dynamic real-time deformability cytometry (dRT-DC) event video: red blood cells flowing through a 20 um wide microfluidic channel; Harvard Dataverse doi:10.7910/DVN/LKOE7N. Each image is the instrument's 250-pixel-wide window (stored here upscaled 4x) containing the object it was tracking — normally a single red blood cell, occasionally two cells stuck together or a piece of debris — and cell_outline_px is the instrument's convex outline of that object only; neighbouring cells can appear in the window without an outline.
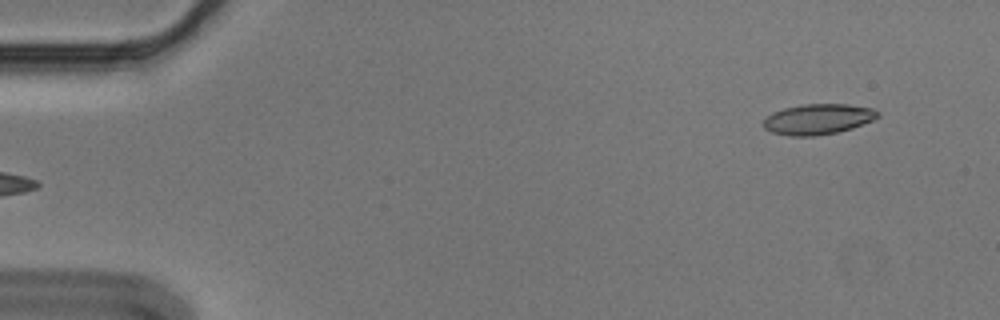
{"species": "Egyptian fruit bat (a non-hibernating species)", "species_latin": "Rousettus aegyptiacus", "temperature_condition": "cold", "stored_images_in_passage": 6, "segment_of_instrument_passage": [2, 2], "camera_frame_rate_fps": 3000, "um_per_image_px": 0.085, "animal": {"sex": "male"}, "frame": {"image": 1, "passage_image": 6, "time_ms": 1.667, "image_size_px": [1000, 320], "cell_outline_px": [[880, 116], [872, 120], [852, 128], [836, 132], [812, 136], [788, 136], [772, 132], [764, 128], [764, 120], [772, 112], [784, 108], [804, 104], [848, 104], [872, 108], [880, 112]], "centroid_in_image_um": [69.53, 10.12], "position_along_channel_um": 15.5, "area_um2": 20.23}}